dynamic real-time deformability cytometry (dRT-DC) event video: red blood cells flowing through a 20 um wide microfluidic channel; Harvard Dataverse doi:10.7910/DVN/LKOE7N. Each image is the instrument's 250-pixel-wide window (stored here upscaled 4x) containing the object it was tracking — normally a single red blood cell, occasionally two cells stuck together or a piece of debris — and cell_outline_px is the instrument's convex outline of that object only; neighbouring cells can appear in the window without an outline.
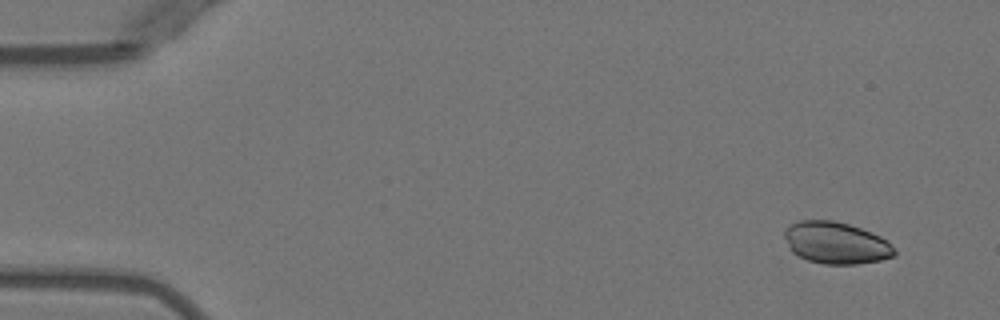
{"species": "Egyptian fruit bat (a non-hibernating species)", "species_latin": "Rousettus aegyptiacus", "temperature_condition": "warm", "stored_images_in_passage": 4, "camera_frame_rate_fps": 3000, "um_per_image_px": 0.085, "animal": {"sex": "female"}, "frame": {"image": 1, "passage_image": 1, "time_ms": 0.0, "image_size_px": [1000, 320], "cell_outline_px": [[896, 256], [880, 260], [856, 264], [824, 264], [808, 260], [792, 252], [784, 236], [784, 228], [788, 224], [800, 220], [836, 220], [872, 232], [888, 240], [896, 248]], "centroid_in_image_um": [71.08, 20.63], "position_along_channel_um": 13.9, "area_um2": 27.11}}